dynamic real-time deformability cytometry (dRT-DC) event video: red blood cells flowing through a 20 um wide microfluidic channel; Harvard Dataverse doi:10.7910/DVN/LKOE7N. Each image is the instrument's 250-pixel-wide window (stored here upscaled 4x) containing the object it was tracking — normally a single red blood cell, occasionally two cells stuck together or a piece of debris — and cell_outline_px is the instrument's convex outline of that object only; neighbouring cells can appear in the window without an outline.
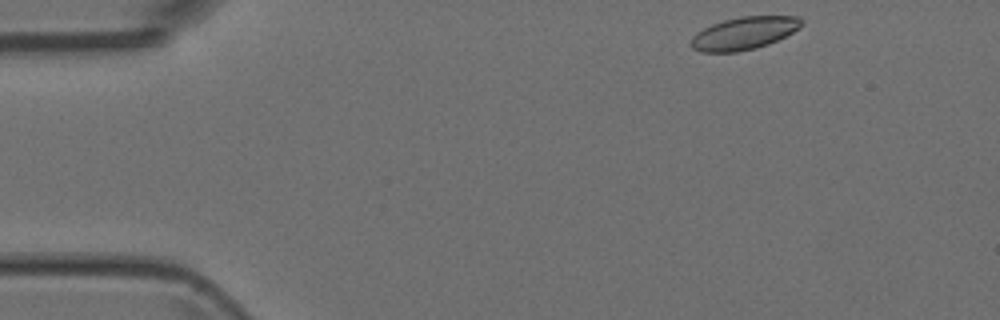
{"species": "Egyptian fruit bat (a non-hibernating species)", "species_latin": "Rousettus aegyptiacus", "temperature_condition": "room temperature", "stored_images_in_passage": 15, "camera_frame_rate_fps": 3000, "um_per_image_px": 0.085, "animal": {"sex": "female"}, "frame": {"image": 1, "passage_image": 1, "time_ms": 0.0, "image_size_px": [1000, 320], "cell_outline_px": [[804, 24], [800, 28], [768, 44], [756, 48], [736, 52], [700, 52], [692, 48], [688, 44], [692, 36], [696, 32], [712, 24], [724, 20], [740, 16], [800, 16], [804, 20]], "centroid_in_image_um": [63.23, 2.82], "position_along_channel_um": 21.8, "area_um2": 21.21}}
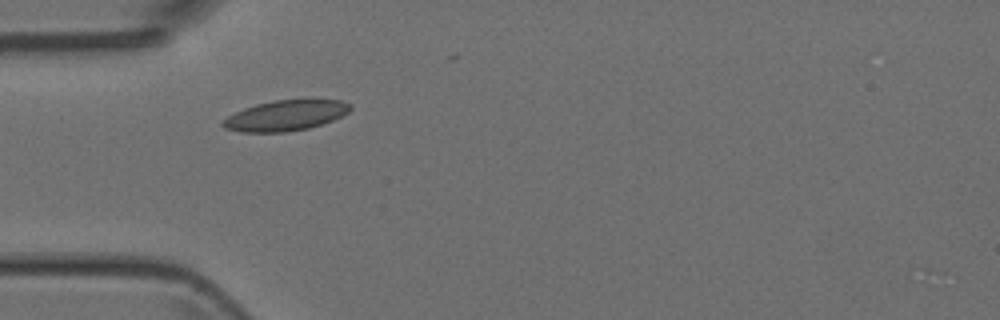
{"frame": {"image": 2, "passage_image": 10, "time_ms": 3.0, "image_size_px": [1000, 320], "cell_outline_px": [[352, 108], [348, 112], [332, 120], [308, 128], [284, 132], [240, 132], [224, 128], [220, 124], [220, 120], [244, 108], [256, 104], [272, 100], [340, 100], [352, 104]], "centroid_in_image_um": [24.22, 9.82], "position_along_channel_um": 60.8, "area_um2": 22.54}}
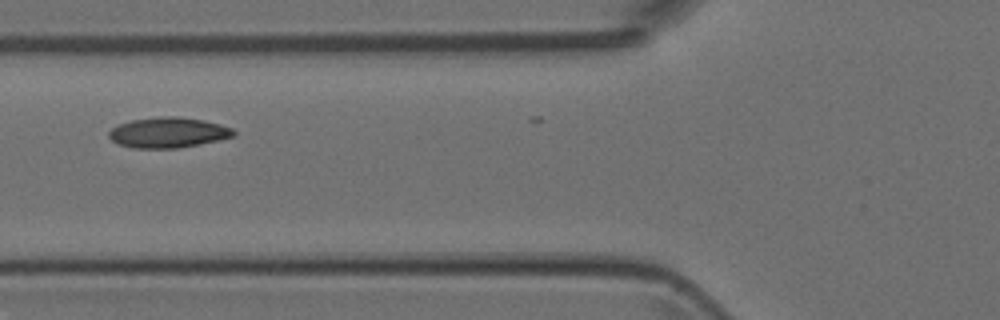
{"frame": {"image": 3, "passage_image": 14, "time_ms": 4.333, "image_size_px": [1000, 320], "cell_outline_px": [[236, 132], [232, 136], [200, 144], [176, 148], [132, 148], [116, 144], [108, 136], [108, 132], [112, 128], [120, 124], [132, 120], [160, 116], [176, 116], [204, 120], [220, 124], [232, 128]], "centroid_in_image_um": [14.26, 11.26], "position_along_channel_um": 111.5, "area_um2": 22.02}}